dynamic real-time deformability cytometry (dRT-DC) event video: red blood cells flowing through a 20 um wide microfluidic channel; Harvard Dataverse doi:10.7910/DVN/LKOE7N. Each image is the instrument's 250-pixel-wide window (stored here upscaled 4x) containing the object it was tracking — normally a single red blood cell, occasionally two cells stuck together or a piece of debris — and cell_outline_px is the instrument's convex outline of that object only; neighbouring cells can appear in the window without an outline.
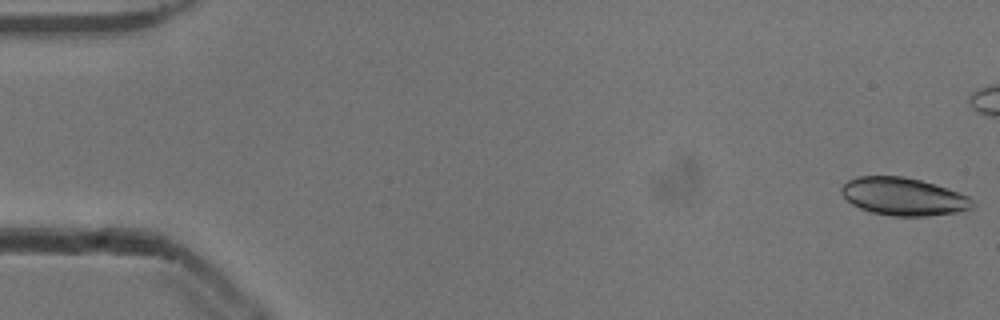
{"species": "common noctule bat (a hibernating species)", "species_latin": "Nyctalus noctula", "temperature_condition": "cold", "stored_images_in_passage": 20, "camera_frame_rate_fps": 3000, "um_per_image_px": 0.085, "animal": {"sex": "male", "body_mass_g": 13.3}, "frame": {"image": 1, "passage_image": 1, "time_ms": 0.0, "image_size_px": [1000, 320], "cell_outline_px": [[976, 208], [956, 212], [928, 216], [892, 216], [872, 212], [860, 208], [852, 204], [840, 192], [840, 188], [848, 180], [856, 176], [904, 176], [920, 180], [968, 196], [976, 204]], "centroid_in_image_um": [76.78, 16.71], "position_along_channel_um": 8.2, "area_um2": 28.73}}